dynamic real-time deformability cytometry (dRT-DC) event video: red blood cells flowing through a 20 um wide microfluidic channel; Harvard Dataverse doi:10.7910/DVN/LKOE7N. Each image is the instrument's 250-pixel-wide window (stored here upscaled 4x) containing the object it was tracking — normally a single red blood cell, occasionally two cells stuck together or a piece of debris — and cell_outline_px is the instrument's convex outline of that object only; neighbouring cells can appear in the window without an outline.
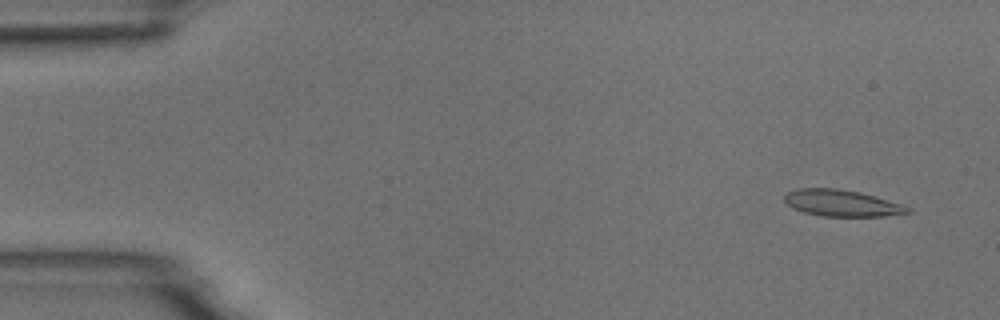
{"species": "common noctule bat (a hibernating species)", "species_latin": "Nyctalus noctula", "temperature_condition": "room temperature", "stored_images_in_passage": 54, "camera_frame_rate_fps": 3000, "um_per_image_px": 0.085, "animal": {"sex": "male", "body_mass_g": 18.8}, "frame": {"image": 1, "passage_image": 3, "time_ms": 0.667, "image_size_px": [1000, 320], "cell_outline_px": [[912, 212], [884, 216], [824, 216], [804, 212], [792, 208], [784, 200], [784, 196], [788, 192], [796, 188], [836, 188], [860, 192], [900, 204], [912, 208]], "centroid_in_image_um": [71.53, 17.26], "position_along_channel_um": 13.5, "area_um2": 18.9}}
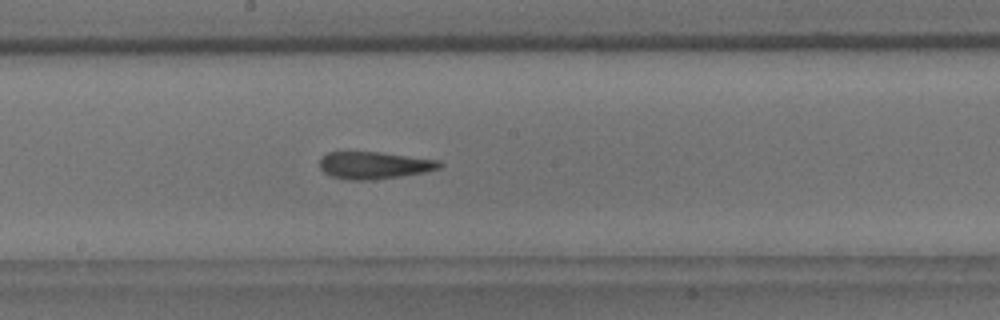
{"frame": {"image": 2, "passage_image": 29, "time_ms": 9.333, "image_size_px": [1000, 320], "cell_outline_px": [[444, 164], [440, 168], [424, 172], [400, 176], [372, 180], [348, 180], [332, 176], [324, 172], [320, 168], [320, 160], [328, 152], [380, 152], [440, 160]], "centroid_in_image_um": [31.83, 14.05], "position_along_channel_um": 216.4, "area_um2": 18.96}}
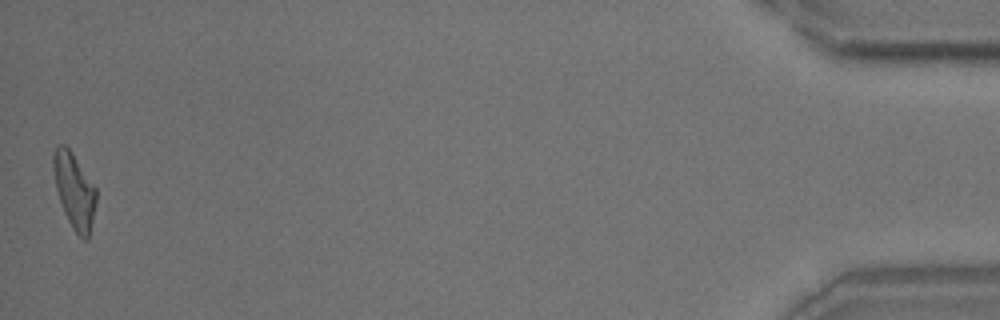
{"frame": {"image": 3, "passage_image": 54, "time_ms": 17.667, "image_size_px": [1000, 320], "cell_outline_px": [[96, 204], [88, 240], [84, 240], [72, 228], [64, 212], [56, 188], [52, 168], [52, 156], [56, 144], [64, 144], [68, 148], [96, 188]], "centroid_in_image_um": [6.3, 16.2], "position_along_channel_um": 428.9, "area_um2": 18.61}, "authors_computed_cell_mechanics": {"area_um2": 19.1029, "velocity_mm_per_s": 3.6728, "shape_relaxation_time_tau1_ms": 10.985, "shape_relaxation_time_tau2_ms": 3.0296, "deformation_change_tau1": 0.339, "deformation_change_tau2": 0.1275}}